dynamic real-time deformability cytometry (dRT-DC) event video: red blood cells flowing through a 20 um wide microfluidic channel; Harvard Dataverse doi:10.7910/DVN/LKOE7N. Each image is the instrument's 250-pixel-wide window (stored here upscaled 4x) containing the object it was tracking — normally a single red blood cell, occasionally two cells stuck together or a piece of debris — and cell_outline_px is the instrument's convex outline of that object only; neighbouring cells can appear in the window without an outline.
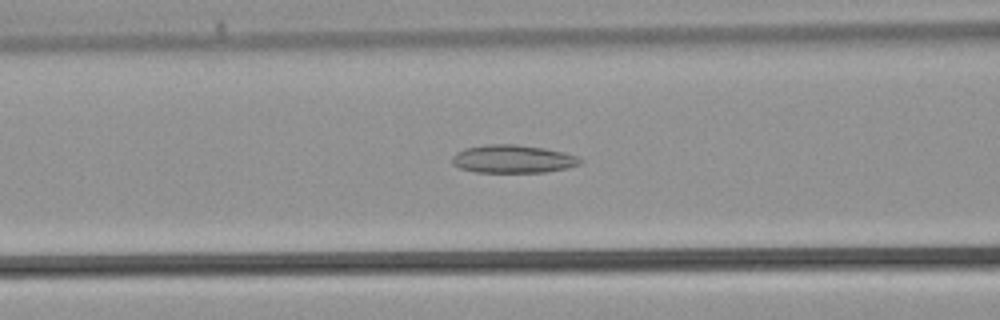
{"species": "common noctule bat (a hibernating species)", "species_latin": "Nyctalus noctula", "temperature_condition": "warm", "stored_images_in_passage": 37, "camera_frame_rate_fps": 3000, "um_per_image_px": 0.085, "animal": {"sex": "male", "body_mass_g": 21.5, "forearm_length_mm": 52.0}, "frame": {"image": 1, "passage_image": 13, "time_ms": 4.0, "image_size_px": [1000, 320], "cell_outline_px": [[584, 160], [580, 164], [568, 168], [544, 172], [476, 172], [460, 168], [452, 164], [452, 156], [456, 152], [464, 148], [488, 144], [516, 144], [544, 148], [564, 152], [576, 156]], "centroid_in_image_um": [43.59, 13.51], "position_along_channel_um": 123.0, "area_um2": 21.04}}
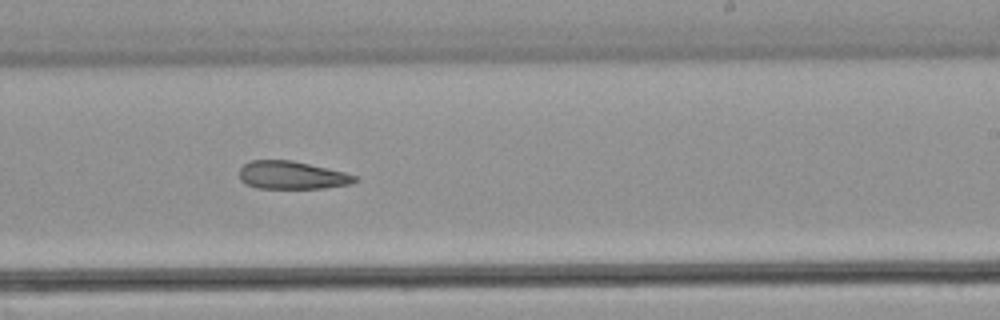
{"frame": {"image": 2, "passage_image": 21, "time_ms": 6.667, "image_size_px": [1000, 320], "cell_outline_px": [[360, 180], [352, 184], [324, 188], [256, 188], [244, 184], [240, 180], [240, 168], [244, 164], [252, 160], [292, 160], [344, 172], [356, 176]], "centroid_in_image_um": [24.81, 14.9], "position_along_channel_um": 264.2, "area_um2": 18.9}}
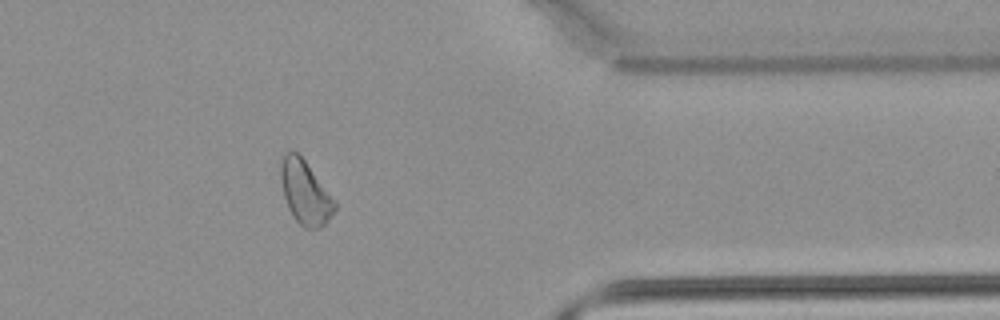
{"frame": {"image": 3, "passage_image": 29, "time_ms": 9.333, "image_size_px": [1000, 320], "cell_outline_px": [[336, 208], [328, 220], [320, 228], [304, 228], [296, 220], [288, 208], [284, 196], [280, 176], [280, 164], [284, 152], [296, 152], [304, 160], [336, 200]], "centroid_in_image_um": [25.94, 16.36], "position_along_channel_um": 385.5, "area_um2": 19.83}}